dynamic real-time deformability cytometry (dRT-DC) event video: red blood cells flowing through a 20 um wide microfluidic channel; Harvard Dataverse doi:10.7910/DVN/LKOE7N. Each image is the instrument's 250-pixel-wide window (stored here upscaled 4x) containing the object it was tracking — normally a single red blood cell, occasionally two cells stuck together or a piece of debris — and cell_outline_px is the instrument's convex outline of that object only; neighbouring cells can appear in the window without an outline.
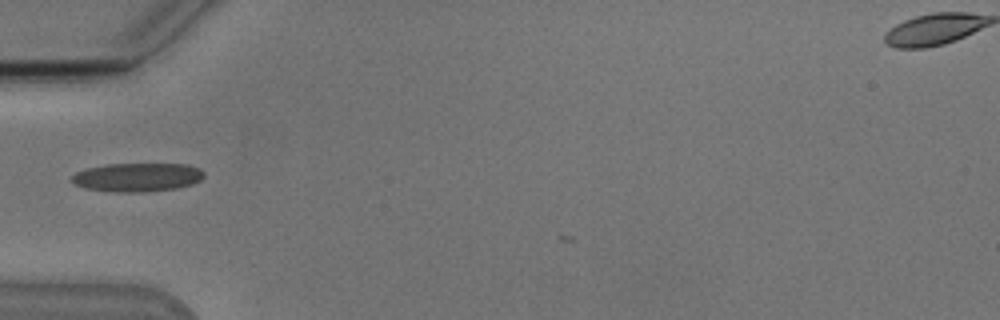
{"species": "Egyptian fruit bat (a non-hibernating species)", "species_latin": "Rousettus aegyptiacus", "temperature_condition": "cold", "stored_images_in_passage": 33, "camera_frame_rate_fps": 3000, "um_per_image_px": 0.085, "animal": {"sex": "male"}, "frame": {"image": 1, "passage_image": 2, "time_ms": 0.333, "image_size_px": [1000, 320], "cell_outline_px": [[204, 176], [200, 180], [192, 184], [176, 188], [144, 192], [112, 192], [84, 188], [68, 180], [76, 172], [84, 168], [104, 164], [188, 164], [200, 168], [204, 172]], "centroid_in_image_um": [11.64, 15.06], "position_along_channel_um": 73.4, "area_um2": 22.37}}
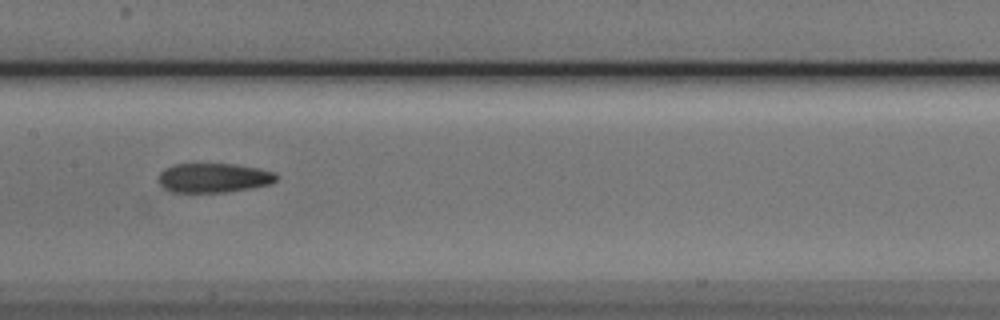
{"frame": {"image": 2, "passage_image": 11, "time_ms": 3.333, "image_size_px": [1000, 320], "cell_outline_px": [[280, 176], [276, 180], [268, 184], [252, 188], [224, 192], [172, 192], [164, 188], [160, 184], [160, 172], [164, 168], [172, 164], [236, 164], [260, 168], [276, 172]], "centroid_in_image_um": [18.2, 15.1], "position_along_channel_um": 189.2, "area_um2": 20.29}, "authors_computed_cell_mechanics": {"area_um2": 20.6924, "velocity_mm_per_s": 3.8426, "shape_relaxation_time_tau1_ms": 9.0497, "shape_relaxation_time_tau2_ms": 7.4693, "deformation_change_tau1": 0.173, "deformation_change_tau2": 0.1709}}